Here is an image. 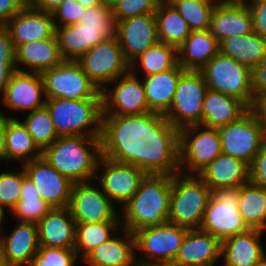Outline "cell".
<instances>
[{"instance_id":"1","label":"cell","mask_w":266,"mask_h":266,"mask_svg":"<svg viewBox=\"0 0 266 266\" xmlns=\"http://www.w3.org/2000/svg\"><path fill=\"white\" fill-rule=\"evenodd\" d=\"M42 157L71 182H88L98 177L95 173L101 157V137L59 136L42 151Z\"/></svg>"},{"instance_id":"2","label":"cell","mask_w":266,"mask_h":266,"mask_svg":"<svg viewBox=\"0 0 266 266\" xmlns=\"http://www.w3.org/2000/svg\"><path fill=\"white\" fill-rule=\"evenodd\" d=\"M172 175L147 174L138 191L123 205L124 229L135 231L168 222Z\"/></svg>"},{"instance_id":"3","label":"cell","mask_w":266,"mask_h":266,"mask_svg":"<svg viewBox=\"0 0 266 266\" xmlns=\"http://www.w3.org/2000/svg\"><path fill=\"white\" fill-rule=\"evenodd\" d=\"M45 106L50 112L58 136L101 137L102 99L54 98L46 99Z\"/></svg>"},{"instance_id":"4","label":"cell","mask_w":266,"mask_h":266,"mask_svg":"<svg viewBox=\"0 0 266 266\" xmlns=\"http://www.w3.org/2000/svg\"><path fill=\"white\" fill-rule=\"evenodd\" d=\"M172 175L168 223L188 229H199L211 189L197 174ZM183 176V178L180 177Z\"/></svg>"},{"instance_id":"5","label":"cell","mask_w":266,"mask_h":266,"mask_svg":"<svg viewBox=\"0 0 266 266\" xmlns=\"http://www.w3.org/2000/svg\"><path fill=\"white\" fill-rule=\"evenodd\" d=\"M172 125L155 112L138 115H103L101 144H129L143 139L147 144L152 138L163 136Z\"/></svg>"},{"instance_id":"6","label":"cell","mask_w":266,"mask_h":266,"mask_svg":"<svg viewBox=\"0 0 266 266\" xmlns=\"http://www.w3.org/2000/svg\"><path fill=\"white\" fill-rule=\"evenodd\" d=\"M239 189L240 186H234L211 191L200 230L212 234L221 242L250 230L238 211Z\"/></svg>"},{"instance_id":"7","label":"cell","mask_w":266,"mask_h":266,"mask_svg":"<svg viewBox=\"0 0 266 266\" xmlns=\"http://www.w3.org/2000/svg\"><path fill=\"white\" fill-rule=\"evenodd\" d=\"M45 99H102L101 91L77 60H63L41 73Z\"/></svg>"},{"instance_id":"8","label":"cell","mask_w":266,"mask_h":266,"mask_svg":"<svg viewBox=\"0 0 266 266\" xmlns=\"http://www.w3.org/2000/svg\"><path fill=\"white\" fill-rule=\"evenodd\" d=\"M200 71L208 89L240 99L250 106L253 92L249 67L219 52Z\"/></svg>"},{"instance_id":"9","label":"cell","mask_w":266,"mask_h":266,"mask_svg":"<svg viewBox=\"0 0 266 266\" xmlns=\"http://www.w3.org/2000/svg\"><path fill=\"white\" fill-rule=\"evenodd\" d=\"M187 232L188 228L168 222L135 231V249L143 253V257L136 258L138 266L174 261Z\"/></svg>"},{"instance_id":"10","label":"cell","mask_w":266,"mask_h":266,"mask_svg":"<svg viewBox=\"0 0 266 266\" xmlns=\"http://www.w3.org/2000/svg\"><path fill=\"white\" fill-rule=\"evenodd\" d=\"M207 85L201 71L185 70L179 79L169 111L164 115L173 127L200 125Z\"/></svg>"},{"instance_id":"11","label":"cell","mask_w":266,"mask_h":266,"mask_svg":"<svg viewBox=\"0 0 266 266\" xmlns=\"http://www.w3.org/2000/svg\"><path fill=\"white\" fill-rule=\"evenodd\" d=\"M221 153L218 128H208L198 124L179 129L180 171L186 166L185 168L192 171V174L193 172L198 174Z\"/></svg>"},{"instance_id":"12","label":"cell","mask_w":266,"mask_h":266,"mask_svg":"<svg viewBox=\"0 0 266 266\" xmlns=\"http://www.w3.org/2000/svg\"><path fill=\"white\" fill-rule=\"evenodd\" d=\"M223 154L244 160L249 165L266 143V130L248 110L238 120L218 128Z\"/></svg>"},{"instance_id":"13","label":"cell","mask_w":266,"mask_h":266,"mask_svg":"<svg viewBox=\"0 0 266 266\" xmlns=\"http://www.w3.org/2000/svg\"><path fill=\"white\" fill-rule=\"evenodd\" d=\"M77 61L100 91L130 70L116 36L96 44Z\"/></svg>"},{"instance_id":"14","label":"cell","mask_w":266,"mask_h":266,"mask_svg":"<svg viewBox=\"0 0 266 266\" xmlns=\"http://www.w3.org/2000/svg\"><path fill=\"white\" fill-rule=\"evenodd\" d=\"M89 182L73 183L68 208L76 223L119 222L118 211L102 188Z\"/></svg>"},{"instance_id":"15","label":"cell","mask_w":266,"mask_h":266,"mask_svg":"<svg viewBox=\"0 0 266 266\" xmlns=\"http://www.w3.org/2000/svg\"><path fill=\"white\" fill-rule=\"evenodd\" d=\"M134 72L129 70L114 80L117 85L113 90L107 89V86L102 89L103 115H138L150 112L143 81Z\"/></svg>"},{"instance_id":"16","label":"cell","mask_w":266,"mask_h":266,"mask_svg":"<svg viewBox=\"0 0 266 266\" xmlns=\"http://www.w3.org/2000/svg\"><path fill=\"white\" fill-rule=\"evenodd\" d=\"M103 165L102 176L98 177L100 188L114 203L125 205L138 191L146 173L137 166L120 163L101 156L98 164Z\"/></svg>"},{"instance_id":"17","label":"cell","mask_w":266,"mask_h":266,"mask_svg":"<svg viewBox=\"0 0 266 266\" xmlns=\"http://www.w3.org/2000/svg\"><path fill=\"white\" fill-rule=\"evenodd\" d=\"M22 166L42 200L51 208L69 206L73 182L60 174L43 157L23 163Z\"/></svg>"},{"instance_id":"18","label":"cell","mask_w":266,"mask_h":266,"mask_svg":"<svg viewBox=\"0 0 266 266\" xmlns=\"http://www.w3.org/2000/svg\"><path fill=\"white\" fill-rule=\"evenodd\" d=\"M116 37L125 60L131 65L145 50L159 42L155 13L119 21Z\"/></svg>"},{"instance_id":"19","label":"cell","mask_w":266,"mask_h":266,"mask_svg":"<svg viewBox=\"0 0 266 266\" xmlns=\"http://www.w3.org/2000/svg\"><path fill=\"white\" fill-rule=\"evenodd\" d=\"M3 26L9 32L15 49L21 44L51 38L55 34L52 13L29 5Z\"/></svg>"},{"instance_id":"20","label":"cell","mask_w":266,"mask_h":266,"mask_svg":"<svg viewBox=\"0 0 266 266\" xmlns=\"http://www.w3.org/2000/svg\"><path fill=\"white\" fill-rule=\"evenodd\" d=\"M2 101L12 110L30 112L45 106L43 79L40 73L14 71L3 91Z\"/></svg>"},{"instance_id":"21","label":"cell","mask_w":266,"mask_h":266,"mask_svg":"<svg viewBox=\"0 0 266 266\" xmlns=\"http://www.w3.org/2000/svg\"><path fill=\"white\" fill-rule=\"evenodd\" d=\"M144 172L152 175H174L179 168V129L171 127L163 136L146 144Z\"/></svg>"},{"instance_id":"22","label":"cell","mask_w":266,"mask_h":266,"mask_svg":"<svg viewBox=\"0 0 266 266\" xmlns=\"http://www.w3.org/2000/svg\"><path fill=\"white\" fill-rule=\"evenodd\" d=\"M222 242L200 229H188L174 259L183 266H214L221 259Z\"/></svg>"},{"instance_id":"23","label":"cell","mask_w":266,"mask_h":266,"mask_svg":"<svg viewBox=\"0 0 266 266\" xmlns=\"http://www.w3.org/2000/svg\"><path fill=\"white\" fill-rule=\"evenodd\" d=\"M0 247L8 266H30L40 247L38 225L19 221L9 236L0 233Z\"/></svg>"},{"instance_id":"24","label":"cell","mask_w":266,"mask_h":266,"mask_svg":"<svg viewBox=\"0 0 266 266\" xmlns=\"http://www.w3.org/2000/svg\"><path fill=\"white\" fill-rule=\"evenodd\" d=\"M37 225L40 246L74 249L76 222L68 207L52 208Z\"/></svg>"},{"instance_id":"25","label":"cell","mask_w":266,"mask_h":266,"mask_svg":"<svg viewBox=\"0 0 266 266\" xmlns=\"http://www.w3.org/2000/svg\"><path fill=\"white\" fill-rule=\"evenodd\" d=\"M58 46L64 60H78L96 44L116 36V30L90 31L79 23L55 27Z\"/></svg>"},{"instance_id":"26","label":"cell","mask_w":266,"mask_h":266,"mask_svg":"<svg viewBox=\"0 0 266 266\" xmlns=\"http://www.w3.org/2000/svg\"><path fill=\"white\" fill-rule=\"evenodd\" d=\"M211 189L241 186L249 183V164L221 153L197 174Z\"/></svg>"},{"instance_id":"27","label":"cell","mask_w":266,"mask_h":266,"mask_svg":"<svg viewBox=\"0 0 266 266\" xmlns=\"http://www.w3.org/2000/svg\"><path fill=\"white\" fill-rule=\"evenodd\" d=\"M263 231H249L232 235L222 241L221 257L223 266H255L266 254L260 238Z\"/></svg>"},{"instance_id":"28","label":"cell","mask_w":266,"mask_h":266,"mask_svg":"<svg viewBox=\"0 0 266 266\" xmlns=\"http://www.w3.org/2000/svg\"><path fill=\"white\" fill-rule=\"evenodd\" d=\"M218 43L253 32L252 15L248 6L215 5L208 29Z\"/></svg>"},{"instance_id":"29","label":"cell","mask_w":266,"mask_h":266,"mask_svg":"<svg viewBox=\"0 0 266 266\" xmlns=\"http://www.w3.org/2000/svg\"><path fill=\"white\" fill-rule=\"evenodd\" d=\"M15 56L17 71L40 74L64 60L59 50L56 34L51 38L19 45L15 49ZM17 64L24 65L31 71H24Z\"/></svg>"},{"instance_id":"30","label":"cell","mask_w":266,"mask_h":266,"mask_svg":"<svg viewBox=\"0 0 266 266\" xmlns=\"http://www.w3.org/2000/svg\"><path fill=\"white\" fill-rule=\"evenodd\" d=\"M248 106L235 97L207 89L203 99L201 126L219 128L238 120Z\"/></svg>"},{"instance_id":"31","label":"cell","mask_w":266,"mask_h":266,"mask_svg":"<svg viewBox=\"0 0 266 266\" xmlns=\"http://www.w3.org/2000/svg\"><path fill=\"white\" fill-rule=\"evenodd\" d=\"M184 71L177 64L170 70L144 77L143 86L150 112L165 115L169 111L180 76Z\"/></svg>"},{"instance_id":"32","label":"cell","mask_w":266,"mask_h":266,"mask_svg":"<svg viewBox=\"0 0 266 266\" xmlns=\"http://www.w3.org/2000/svg\"><path fill=\"white\" fill-rule=\"evenodd\" d=\"M125 238L112 236L93 249L83 260L90 266H138L134 234L124 229Z\"/></svg>"},{"instance_id":"33","label":"cell","mask_w":266,"mask_h":266,"mask_svg":"<svg viewBox=\"0 0 266 266\" xmlns=\"http://www.w3.org/2000/svg\"><path fill=\"white\" fill-rule=\"evenodd\" d=\"M219 53V43L209 30L191 31L178 48V64L184 70L200 71Z\"/></svg>"},{"instance_id":"34","label":"cell","mask_w":266,"mask_h":266,"mask_svg":"<svg viewBox=\"0 0 266 266\" xmlns=\"http://www.w3.org/2000/svg\"><path fill=\"white\" fill-rule=\"evenodd\" d=\"M219 52L252 70L266 60V39L254 31L248 35L231 37L219 43Z\"/></svg>"},{"instance_id":"35","label":"cell","mask_w":266,"mask_h":266,"mask_svg":"<svg viewBox=\"0 0 266 266\" xmlns=\"http://www.w3.org/2000/svg\"><path fill=\"white\" fill-rule=\"evenodd\" d=\"M42 157L26 126L17 118H9L5 133V160L26 163Z\"/></svg>"},{"instance_id":"36","label":"cell","mask_w":266,"mask_h":266,"mask_svg":"<svg viewBox=\"0 0 266 266\" xmlns=\"http://www.w3.org/2000/svg\"><path fill=\"white\" fill-rule=\"evenodd\" d=\"M238 211L250 229H266V189L247 183L240 186Z\"/></svg>"},{"instance_id":"37","label":"cell","mask_w":266,"mask_h":266,"mask_svg":"<svg viewBox=\"0 0 266 266\" xmlns=\"http://www.w3.org/2000/svg\"><path fill=\"white\" fill-rule=\"evenodd\" d=\"M155 16L159 42L178 49L191 33L186 20L173 5L159 6Z\"/></svg>"},{"instance_id":"38","label":"cell","mask_w":266,"mask_h":266,"mask_svg":"<svg viewBox=\"0 0 266 266\" xmlns=\"http://www.w3.org/2000/svg\"><path fill=\"white\" fill-rule=\"evenodd\" d=\"M52 208L42 200L33 182L26 177L20 192V200L11 211L20 222L38 223Z\"/></svg>"},{"instance_id":"39","label":"cell","mask_w":266,"mask_h":266,"mask_svg":"<svg viewBox=\"0 0 266 266\" xmlns=\"http://www.w3.org/2000/svg\"><path fill=\"white\" fill-rule=\"evenodd\" d=\"M138 61L145 71V76L164 72L178 64V49L174 46L158 42L138 56L130 65V70H135V65H137Z\"/></svg>"},{"instance_id":"40","label":"cell","mask_w":266,"mask_h":266,"mask_svg":"<svg viewBox=\"0 0 266 266\" xmlns=\"http://www.w3.org/2000/svg\"><path fill=\"white\" fill-rule=\"evenodd\" d=\"M119 222L76 223L74 250L83 251V259L95 248L111 238Z\"/></svg>"},{"instance_id":"41","label":"cell","mask_w":266,"mask_h":266,"mask_svg":"<svg viewBox=\"0 0 266 266\" xmlns=\"http://www.w3.org/2000/svg\"><path fill=\"white\" fill-rule=\"evenodd\" d=\"M22 123L26 126L41 151L59 137L46 106L30 112Z\"/></svg>"},{"instance_id":"42","label":"cell","mask_w":266,"mask_h":266,"mask_svg":"<svg viewBox=\"0 0 266 266\" xmlns=\"http://www.w3.org/2000/svg\"><path fill=\"white\" fill-rule=\"evenodd\" d=\"M216 3L213 0H177L173 6L186 20L191 31L208 30Z\"/></svg>"},{"instance_id":"43","label":"cell","mask_w":266,"mask_h":266,"mask_svg":"<svg viewBox=\"0 0 266 266\" xmlns=\"http://www.w3.org/2000/svg\"><path fill=\"white\" fill-rule=\"evenodd\" d=\"M146 144L143 139L132 140L129 144H101V156L137 166L144 171Z\"/></svg>"},{"instance_id":"44","label":"cell","mask_w":266,"mask_h":266,"mask_svg":"<svg viewBox=\"0 0 266 266\" xmlns=\"http://www.w3.org/2000/svg\"><path fill=\"white\" fill-rule=\"evenodd\" d=\"M26 177L24 168L23 171L0 174V206L3 209L8 207L11 212L15 208L20 200L23 180Z\"/></svg>"},{"instance_id":"45","label":"cell","mask_w":266,"mask_h":266,"mask_svg":"<svg viewBox=\"0 0 266 266\" xmlns=\"http://www.w3.org/2000/svg\"><path fill=\"white\" fill-rule=\"evenodd\" d=\"M80 23L90 31L116 30L117 28L112 8L103 4L85 8Z\"/></svg>"},{"instance_id":"46","label":"cell","mask_w":266,"mask_h":266,"mask_svg":"<svg viewBox=\"0 0 266 266\" xmlns=\"http://www.w3.org/2000/svg\"><path fill=\"white\" fill-rule=\"evenodd\" d=\"M77 258L74 249L40 246L30 266H74Z\"/></svg>"},{"instance_id":"47","label":"cell","mask_w":266,"mask_h":266,"mask_svg":"<svg viewBox=\"0 0 266 266\" xmlns=\"http://www.w3.org/2000/svg\"><path fill=\"white\" fill-rule=\"evenodd\" d=\"M158 7L157 0H120L112 11L118 23L136 16L155 13Z\"/></svg>"},{"instance_id":"48","label":"cell","mask_w":266,"mask_h":266,"mask_svg":"<svg viewBox=\"0 0 266 266\" xmlns=\"http://www.w3.org/2000/svg\"><path fill=\"white\" fill-rule=\"evenodd\" d=\"M85 7H83L76 0H65L61 3L56 9H54L52 13L53 22L55 27L68 26L72 24L79 23L82 19L83 11ZM56 18L57 20L56 22ZM60 21V23H58ZM59 24V25H58Z\"/></svg>"},{"instance_id":"49","label":"cell","mask_w":266,"mask_h":266,"mask_svg":"<svg viewBox=\"0 0 266 266\" xmlns=\"http://www.w3.org/2000/svg\"><path fill=\"white\" fill-rule=\"evenodd\" d=\"M249 182L266 189V143L249 165Z\"/></svg>"},{"instance_id":"50","label":"cell","mask_w":266,"mask_h":266,"mask_svg":"<svg viewBox=\"0 0 266 266\" xmlns=\"http://www.w3.org/2000/svg\"><path fill=\"white\" fill-rule=\"evenodd\" d=\"M249 2L253 31L266 39V0H249Z\"/></svg>"},{"instance_id":"51","label":"cell","mask_w":266,"mask_h":266,"mask_svg":"<svg viewBox=\"0 0 266 266\" xmlns=\"http://www.w3.org/2000/svg\"><path fill=\"white\" fill-rule=\"evenodd\" d=\"M0 65H16L15 47L9 32L0 25Z\"/></svg>"},{"instance_id":"52","label":"cell","mask_w":266,"mask_h":266,"mask_svg":"<svg viewBox=\"0 0 266 266\" xmlns=\"http://www.w3.org/2000/svg\"><path fill=\"white\" fill-rule=\"evenodd\" d=\"M248 110L266 130V92L254 94Z\"/></svg>"},{"instance_id":"53","label":"cell","mask_w":266,"mask_h":266,"mask_svg":"<svg viewBox=\"0 0 266 266\" xmlns=\"http://www.w3.org/2000/svg\"><path fill=\"white\" fill-rule=\"evenodd\" d=\"M26 5L23 0H0V25L3 26Z\"/></svg>"},{"instance_id":"54","label":"cell","mask_w":266,"mask_h":266,"mask_svg":"<svg viewBox=\"0 0 266 266\" xmlns=\"http://www.w3.org/2000/svg\"><path fill=\"white\" fill-rule=\"evenodd\" d=\"M251 78L253 95L266 92V60L251 70Z\"/></svg>"},{"instance_id":"55","label":"cell","mask_w":266,"mask_h":266,"mask_svg":"<svg viewBox=\"0 0 266 266\" xmlns=\"http://www.w3.org/2000/svg\"><path fill=\"white\" fill-rule=\"evenodd\" d=\"M65 0H30L27 5L38 10L52 12Z\"/></svg>"},{"instance_id":"56","label":"cell","mask_w":266,"mask_h":266,"mask_svg":"<svg viewBox=\"0 0 266 266\" xmlns=\"http://www.w3.org/2000/svg\"><path fill=\"white\" fill-rule=\"evenodd\" d=\"M9 118L15 117H7L5 113L3 114L0 110V160H5V133Z\"/></svg>"},{"instance_id":"57","label":"cell","mask_w":266,"mask_h":266,"mask_svg":"<svg viewBox=\"0 0 266 266\" xmlns=\"http://www.w3.org/2000/svg\"><path fill=\"white\" fill-rule=\"evenodd\" d=\"M16 70V65H0V93H3L11 74Z\"/></svg>"},{"instance_id":"58","label":"cell","mask_w":266,"mask_h":266,"mask_svg":"<svg viewBox=\"0 0 266 266\" xmlns=\"http://www.w3.org/2000/svg\"><path fill=\"white\" fill-rule=\"evenodd\" d=\"M217 5H234V6H248L250 2L247 0H213ZM222 1V2H221ZM253 1V0H251Z\"/></svg>"},{"instance_id":"59","label":"cell","mask_w":266,"mask_h":266,"mask_svg":"<svg viewBox=\"0 0 266 266\" xmlns=\"http://www.w3.org/2000/svg\"><path fill=\"white\" fill-rule=\"evenodd\" d=\"M76 1L85 8L102 4L101 0H76Z\"/></svg>"},{"instance_id":"60","label":"cell","mask_w":266,"mask_h":266,"mask_svg":"<svg viewBox=\"0 0 266 266\" xmlns=\"http://www.w3.org/2000/svg\"><path fill=\"white\" fill-rule=\"evenodd\" d=\"M120 0H101V3L105 6H109L112 9L119 3Z\"/></svg>"},{"instance_id":"61","label":"cell","mask_w":266,"mask_h":266,"mask_svg":"<svg viewBox=\"0 0 266 266\" xmlns=\"http://www.w3.org/2000/svg\"><path fill=\"white\" fill-rule=\"evenodd\" d=\"M153 266H183V265L175 263L174 261H169V262H161Z\"/></svg>"},{"instance_id":"62","label":"cell","mask_w":266,"mask_h":266,"mask_svg":"<svg viewBox=\"0 0 266 266\" xmlns=\"http://www.w3.org/2000/svg\"><path fill=\"white\" fill-rule=\"evenodd\" d=\"M177 0H157L159 6L173 5Z\"/></svg>"},{"instance_id":"63","label":"cell","mask_w":266,"mask_h":266,"mask_svg":"<svg viewBox=\"0 0 266 266\" xmlns=\"http://www.w3.org/2000/svg\"><path fill=\"white\" fill-rule=\"evenodd\" d=\"M0 266H8L1 247H0Z\"/></svg>"},{"instance_id":"64","label":"cell","mask_w":266,"mask_h":266,"mask_svg":"<svg viewBox=\"0 0 266 266\" xmlns=\"http://www.w3.org/2000/svg\"><path fill=\"white\" fill-rule=\"evenodd\" d=\"M4 209L0 206V233L2 232L1 231V225H2V222L4 220Z\"/></svg>"},{"instance_id":"65","label":"cell","mask_w":266,"mask_h":266,"mask_svg":"<svg viewBox=\"0 0 266 266\" xmlns=\"http://www.w3.org/2000/svg\"><path fill=\"white\" fill-rule=\"evenodd\" d=\"M255 266H266V254Z\"/></svg>"},{"instance_id":"66","label":"cell","mask_w":266,"mask_h":266,"mask_svg":"<svg viewBox=\"0 0 266 266\" xmlns=\"http://www.w3.org/2000/svg\"><path fill=\"white\" fill-rule=\"evenodd\" d=\"M26 4L30 1V0H23Z\"/></svg>"}]
</instances>
